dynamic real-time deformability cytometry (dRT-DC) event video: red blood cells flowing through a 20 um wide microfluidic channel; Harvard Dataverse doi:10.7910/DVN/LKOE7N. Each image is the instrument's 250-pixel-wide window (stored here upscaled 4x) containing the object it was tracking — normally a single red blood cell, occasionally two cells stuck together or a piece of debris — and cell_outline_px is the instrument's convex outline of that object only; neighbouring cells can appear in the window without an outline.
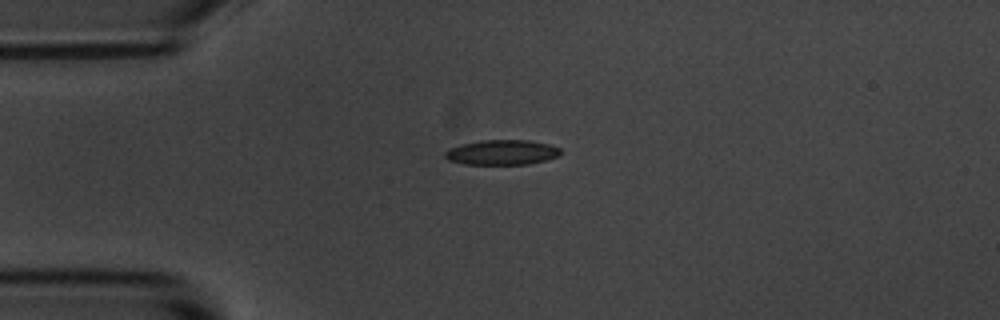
{"species": "common noctule bat (a hibernating species)", "species_latin": "Nyctalus noctula", "temperature_condition": "room temperature", "stored_images_in_passage": 1, "camera_frame_rate_fps": 3000, "um_per_image_px": 0.085, "animal": {"sex": "male", "body_mass_g": 20.1, "forearm_length_mm": 53.5}, "frame": {"image": 1, "passage_image": 1, "time_ms": 0.0, "image_size_px": [1000, 320], "cell_outline_px": [[560, 156], [548, 160], [528, 164], [464, 164], [448, 160], [444, 156], [444, 152], [448, 148], [460, 144], [480, 140], [528, 140], [548, 144], [560, 148]], "centroid_in_image_um": [42.65, 12.95], "position_along_channel_um": 42.4, "area_um2": 16.99}}